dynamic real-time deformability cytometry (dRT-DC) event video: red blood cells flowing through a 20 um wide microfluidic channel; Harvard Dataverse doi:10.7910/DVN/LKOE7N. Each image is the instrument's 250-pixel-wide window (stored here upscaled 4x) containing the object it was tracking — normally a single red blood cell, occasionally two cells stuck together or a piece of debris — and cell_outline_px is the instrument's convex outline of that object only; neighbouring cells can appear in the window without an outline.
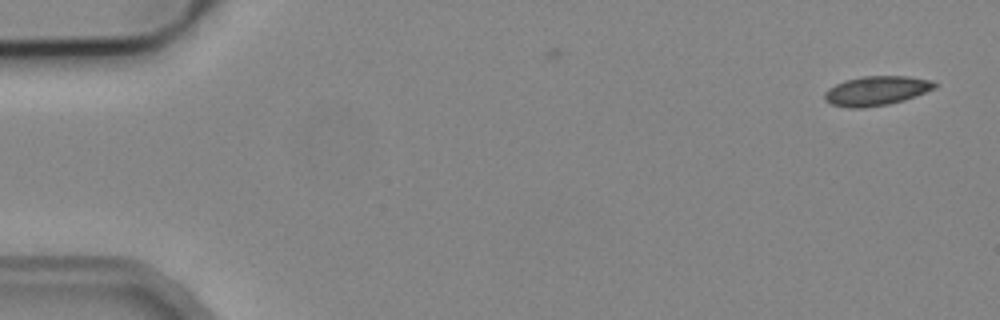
{"species": "common noctule bat (a hibernating species)", "species_latin": "Nyctalus noctula", "temperature_condition": "cold", "stored_images_in_passage": 2, "camera_frame_rate_fps": 3000, "um_per_image_px": 0.085, "animal": {"sex": "male", "body_mass_g": 19.2, "forearm_length_mm": 51.8}, "frame": {"image": 1, "passage_image": 1, "time_ms": 0.0, "image_size_px": [1000, 320], "cell_outline_px": [[940, 84], [936, 88], [916, 96], [904, 100], [888, 104], [864, 108], [848, 108], [832, 104], [824, 100], [824, 92], [828, 88], [844, 80], [864, 76], [908, 76], [932, 80]], "centroid_in_image_um": [74.51, 7.71], "position_along_channel_um": 10.5, "area_um2": 19.07}}